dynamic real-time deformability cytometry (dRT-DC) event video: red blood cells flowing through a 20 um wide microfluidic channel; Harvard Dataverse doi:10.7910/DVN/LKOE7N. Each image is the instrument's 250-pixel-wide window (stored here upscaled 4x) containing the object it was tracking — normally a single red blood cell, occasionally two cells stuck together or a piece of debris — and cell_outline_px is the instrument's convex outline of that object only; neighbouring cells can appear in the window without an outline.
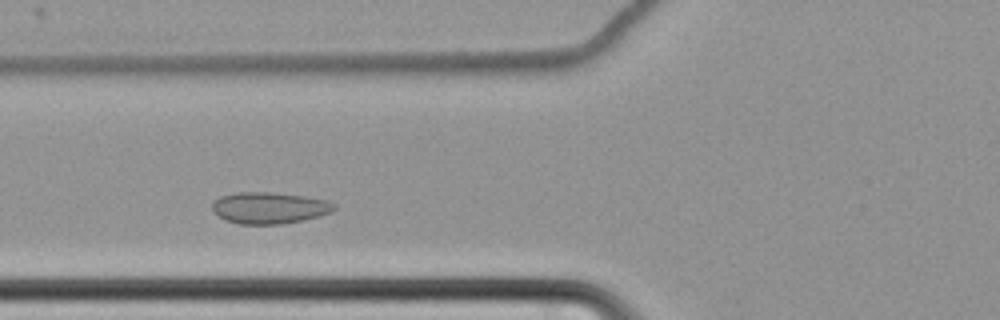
{"species": "common noctule bat (a hibernating species)", "species_latin": "Nyctalus noctula", "temperature_condition": "cold", "stored_images_in_passage": 42, "camera_frame_rate_fps": 3000, "um_per_image_px": 0.085, "animal": {"sex": "female", "body_mass_g": 22.7, "forearm_length_mm": 54.2}, "frame": {"image": 1, "passage_image": 13, "time_ms": 4.0, "image_size_px": [1000, 320], "cell_outline_px": [[336, 208], [332, 212], [320, 216], [304, 220], [280, 224], [240, 224], [224, 220], [212, 212], [212, 200], [220, 196], [240, 192], [272, 192], [304, 196], [328, 200], [336, 204]], "centroid_in_image_um": [22.88, 17.67], "position_along_channel_um": 102.9, "area_um2": 22.72}}
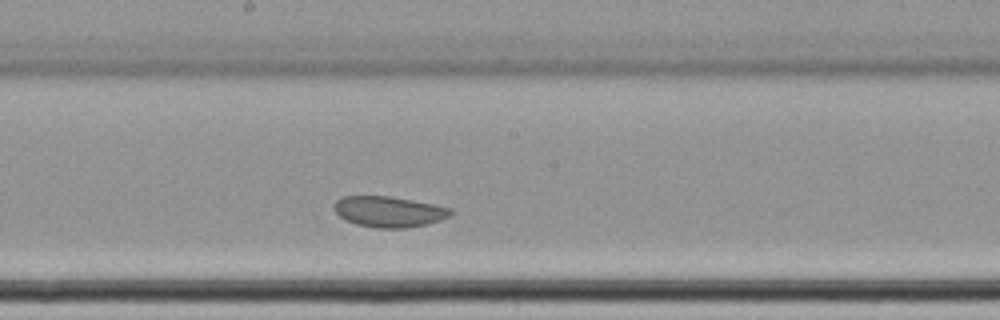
{"frame": {"image": 2, "passage_image": 23, "time_ms": 7.333, "image_size_px": [1000, 320], "cell_outline_px": [[452, 212], [448, 216], [440, 220], [428, 224], [404, 228], [376, 228], [356, 224], [340, 216], [336, 212], [336, 200], [344, 196], [392, 196], [452, 208]], "centroid_in_image_um": [33.08, 17.99], "position_along_channel_um": 215.1, "area_um2": 20.63}}
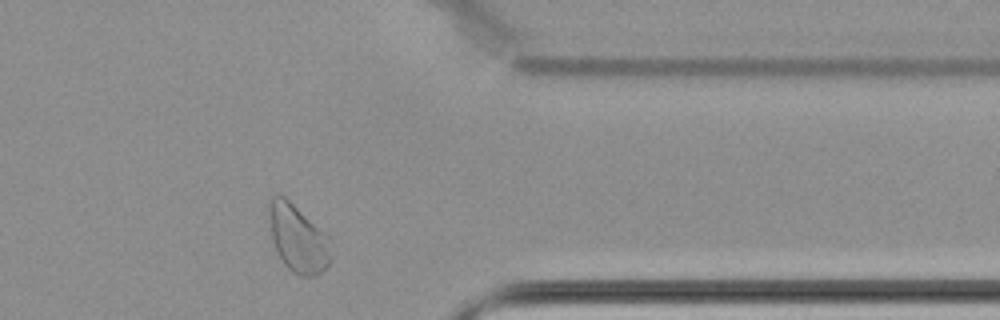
{"frame": {"image": 3, "passage_image": 39, "time_ms": 12.667, "image_size_px": [1000, 320], "cell_outline_px": [[332, 260], [320, 272], [312, 276], [300, 276], [292, 272], [284, 264], [276, 252], [272, 240], [268, 216], [268, 196], [284, 196], [328, 236], [332, 256]], "centroid_in_image_um": [25.28, 20.27], "position_along_channel_um": 386.1, "area_um2": 24.33}}